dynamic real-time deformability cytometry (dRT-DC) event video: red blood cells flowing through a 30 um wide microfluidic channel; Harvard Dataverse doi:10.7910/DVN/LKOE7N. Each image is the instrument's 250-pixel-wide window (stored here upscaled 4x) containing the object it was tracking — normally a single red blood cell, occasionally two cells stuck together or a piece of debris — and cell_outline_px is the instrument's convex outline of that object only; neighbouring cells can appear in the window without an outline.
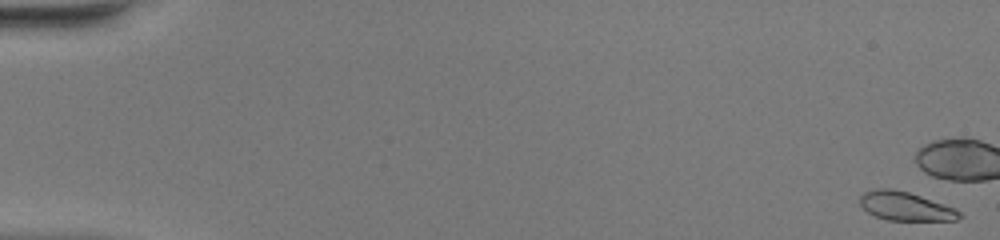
{"species": "common noctule bat (a hibernating species)", "species_latin": "Nyctalus noctula", "temperature_condition": "warm", "stored_images_in_passage": 9, "camera_frame_rate_fps": 3000, "um_per_image_px": 0.085, "animal": {"sex": "female", "body_mass_g": 20.0, "forearm_length_mm": 54.0}, "frame": {"image": 1, "passage_image": 2, "time_ms": 0.333, "image_size_px": [1000, 240], "cell_outline_px": [[964, 216], [956, 220], [888, 220], [876, 216], [868, 212], [860, 204], [860, 196], [864, 192], [876, 188], [892, 188], [908, 192], [956, 208]], "centroid_in_image_um": [76.98, 17.52], "position_along_channel_um": 8.0, "area_um2": 16.59}}